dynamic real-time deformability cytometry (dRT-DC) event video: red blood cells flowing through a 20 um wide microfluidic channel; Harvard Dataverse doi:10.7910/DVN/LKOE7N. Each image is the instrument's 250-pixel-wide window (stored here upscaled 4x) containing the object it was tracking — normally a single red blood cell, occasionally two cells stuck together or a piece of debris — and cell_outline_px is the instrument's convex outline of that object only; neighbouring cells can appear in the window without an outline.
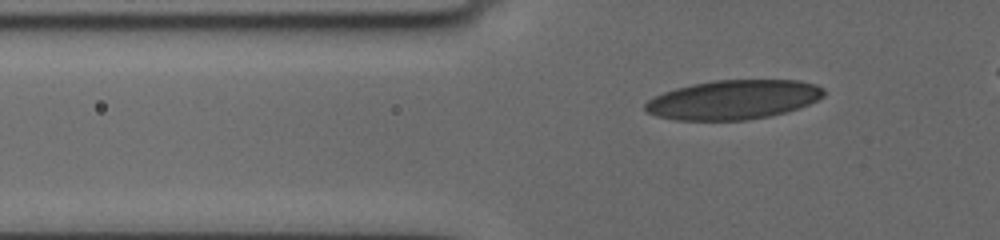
{"species": "human", "species_latin": "Homo sapiens", "temperature_condition": "cold", "stored_images_in_passage": 26, "camera_frame_rate_fps": 3000, "um_per_image_px": 0.085, "donor": {"sex": "female"}, "frame": {"image": 1, "passage_image": 2, "time_ms": 0.333, "image_size_px": [1000, 240], "cell_outline_px": [[824, 96], [808, 104], [784, 112], [768, 116], [748, 120], [676, 120], [656, 116], [644, 112], [644, 104], [652, 96], [676, 88], [692, 84], [716, 80], [800, 80], [816, 84], [824, 88]], "centroid_in_image_um": [62.29, 8.47], "position_along_channel_um": 63.5, "area_um2": 40.98}}
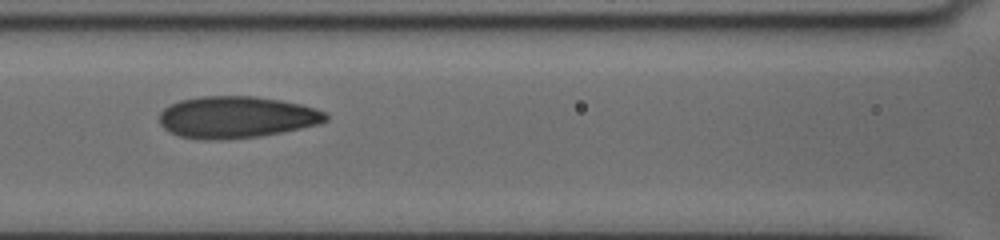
{"frame": {"image": 2, "passage_image": 16, "time_ms": 3.0, "image_size_px": [1000, 240], "cell_outline_px": [[328, 120], [316, 124], [300, 128], [280, 132], [256, 136], [204, 140], [180, 136], [164, 128], [160, 124], [160, 112], [164, 108], [180, 100], [200, 96], [256, 96], [280, 100], [300, 104], [316, 108], [324, 112], [328, 116]], "centroid_in_image_um": [20.09, 9.94], "position_along_channel_um": 146.5, "area_um2": 40.0}}
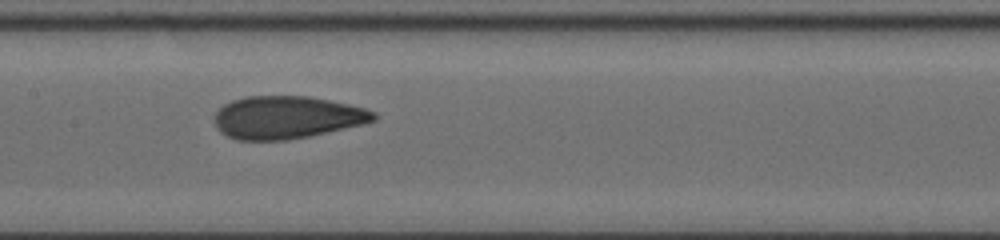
{"frame": {"image": 3, "passage_image": 25, "time_ms": 4.0, "image_size_px": [1000, 240], "cell_outline_px": [[376, 120], [344, 128], [308, 136], [284, 140], [236, 140], [220, 132], [216, 128], [212, 120], [216, 112], [224, 104], [232, 100], [248, 96], [308, 96], [348, 104], [364, 108], [376, 112]], "centroid_in_image_um": [24.32, 9.97], "position_along_channel_um": 183.1, "area_um2": 39.42}}